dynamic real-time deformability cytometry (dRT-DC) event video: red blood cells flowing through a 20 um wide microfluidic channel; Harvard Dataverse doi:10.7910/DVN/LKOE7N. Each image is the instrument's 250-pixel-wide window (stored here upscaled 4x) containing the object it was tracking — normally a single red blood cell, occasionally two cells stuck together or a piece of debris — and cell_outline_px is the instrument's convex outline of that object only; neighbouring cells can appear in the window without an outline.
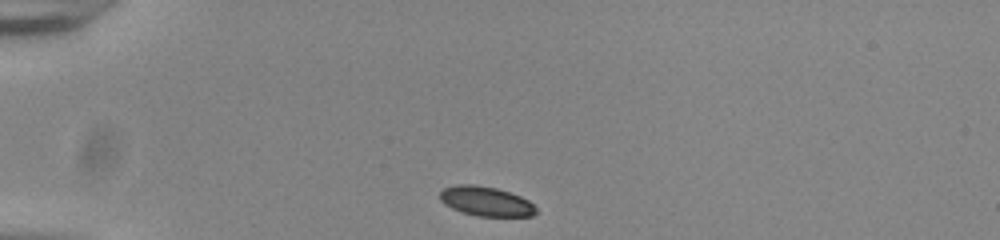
{"species": "common noctule bat (a hibernating species)", "species_latin": "Nyctalus noctula", "temperature_condition": "room temperature", "stored_images_in_passage": 37, "camera_frame_rate_fps": 3000, "um_per_image_px": 0.085, "animal": {"sex": "male", "body_mass_g": 20.0, "forearm_length_mm": 53.3}, "frame": {"image": 1, "passage_image": 1, "time_ms": 0.0, "image_size_px": [1000, 240], "cell_outline_px": [[536, 212], [532, 216], [476, 216], [460, 212], [444, 204], [440, 200], [440, 192], [444, 188], [456, 184], [476, 184], [496, 188], [520, 196], [528, 200], [536, 208]], "centroid_in_image_um": [41.27, 17.11], "position_along_channel_um": 43.7, "area_um2": 16.59}}
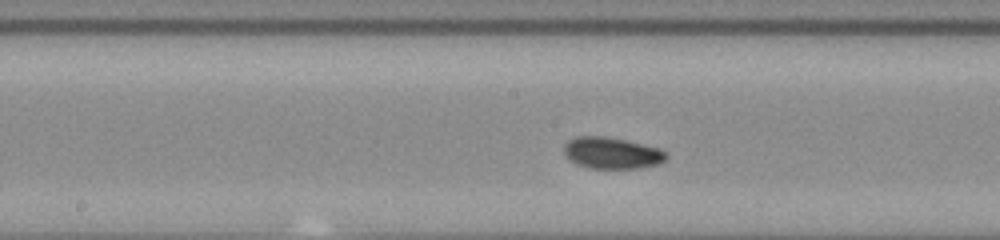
{"frame": {"image": 2, "passage_image": 16, "time_ms": 5.0, "image_size_px": [1000, 240], "cell_outline_px": [[668, 156], [664, 160], [656, 164], [640, 168], [588, 168], [576, 164], [568, 160], [564, 156], [564, 144], [568, 140], [576, 136], [604, 136], [624, 140], [660, 148]], "centroid_in_image_um": [51.94, 13.0], "position_along_channel_um": 196.3, "area_um2": 18.79}}
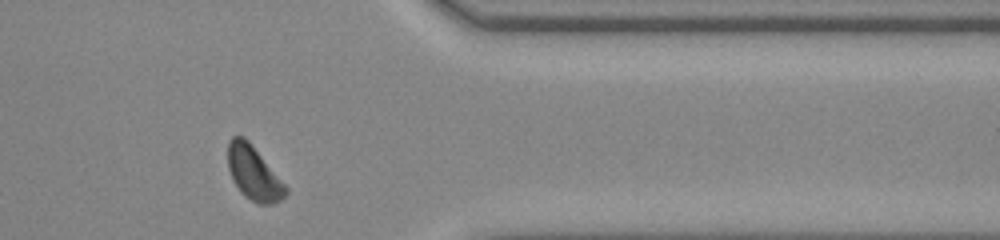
{"frame": {"image": 3, "passage_image": 32, "time_ms": 10.333, "image_size_px": [1000, 240], "cell_outline_px": [[288, 192], [280, 200], [272, 204], [256, 204], [244, 196], [240, 192], [232, 180], [228, 168], [228, 144], [232, 136], [244, 136], [248, 140], [288, 188]], "centroid_in_image_um": [21.55, 14.74], "position_along_channel_um": 389.9, "area_um2": 18.09}, "authors_computed_cell_mechanics": {"area_um2": 18.1492, "velocity_mm_per_s": 3.8402, "shape_relaxation_time_tau1_ms": 5.6575, "shape_relaxation_time_tau2_ms": 3.4145, "deformation_change_tau1": 0.1127, "deformation_change_tau2": 0.057}}